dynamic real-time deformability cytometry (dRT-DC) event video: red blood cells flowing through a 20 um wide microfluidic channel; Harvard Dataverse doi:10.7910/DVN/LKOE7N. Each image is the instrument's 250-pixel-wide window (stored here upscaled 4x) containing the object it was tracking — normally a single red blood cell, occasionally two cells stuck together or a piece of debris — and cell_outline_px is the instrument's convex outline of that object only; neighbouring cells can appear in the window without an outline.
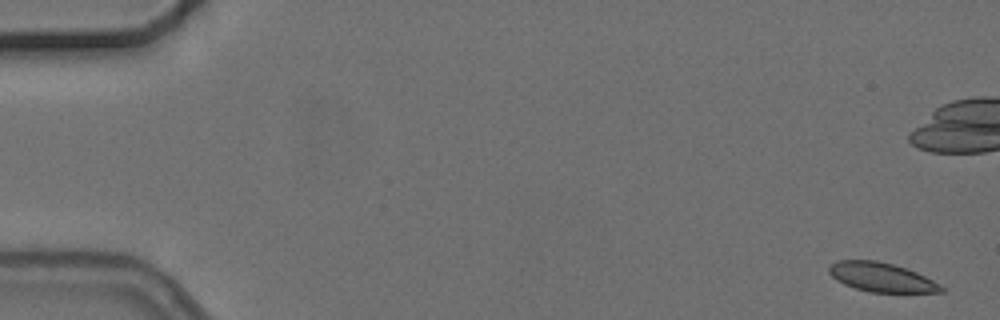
{"species": "common noctule bat (a hibernating species)", "species_latin": "Nyctalus noctula", "temperature_condition": "cold", "stored_images_in_passage": 6, "camera_frame_rate_fps": 3000, "um_per_image_px": 0.085, "animal": {"sex": "female", "body_mass_g": 24.6, "forearm_length_mm": 56.2}, "frame": {"image": 1, "passage_image": 1, "time_ms": 0.0, "image_size_px": [1000, 320], "cell_outline_px": [[944, 292], [872, 292], [856, 288], [844, 284], [836, 280], [828, 272], [828, 268], [832, 264], [840, 260], [876, 260], [892, 264], [916, 272], [940, 284], [944, 288]], "centroid_in_image_um": [74.91, 23.56], "position_along_channel_um": 10.1, "area_um2": 18.79}}